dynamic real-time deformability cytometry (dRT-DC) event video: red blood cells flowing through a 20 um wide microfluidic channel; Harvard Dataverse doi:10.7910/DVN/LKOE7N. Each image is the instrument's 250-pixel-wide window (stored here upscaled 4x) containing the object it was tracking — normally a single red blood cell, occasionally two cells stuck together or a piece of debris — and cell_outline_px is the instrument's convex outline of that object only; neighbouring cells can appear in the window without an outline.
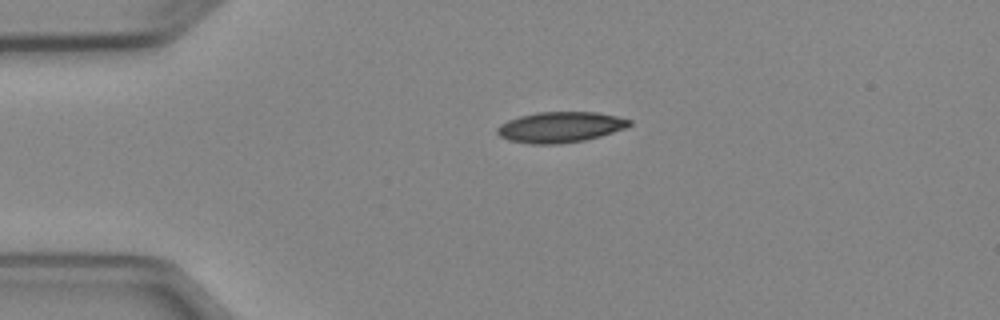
{"species": "Egyptian fruit bat (a non-hibernating species)", "species_latin": "Rousettus aegyptiacus", "temperature_condition": "cold", "stored_images_in_passage": 6, "segment_of_instrument_passage": [2, 2], "camera_frame_rate_fps": 3000, "um_per_image_px": 0.085, "animal": {"sex": "female"}, "frame": {"image": 1, "passage_image": 6, "time_ms": 6.333, "image_size_px": [1000, 320], "cell_outline_px": [[632, 124], [624, 128], [600, 136], [584, 140], [560, 144], [532, 144], [508, 140], [500, 136], [496, 132], [496, 128], [500, 124], [508, 120], [520, 116], [536, 112], [596, 112], [616, 116], [632, 120]], "centroid_in_image_um": [47.6, 10.8], "position_along_channel_um": 37.4, "area_um2": 23.58}}